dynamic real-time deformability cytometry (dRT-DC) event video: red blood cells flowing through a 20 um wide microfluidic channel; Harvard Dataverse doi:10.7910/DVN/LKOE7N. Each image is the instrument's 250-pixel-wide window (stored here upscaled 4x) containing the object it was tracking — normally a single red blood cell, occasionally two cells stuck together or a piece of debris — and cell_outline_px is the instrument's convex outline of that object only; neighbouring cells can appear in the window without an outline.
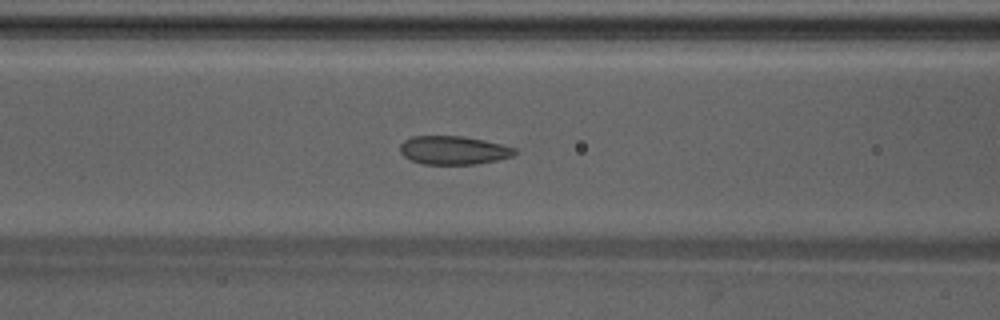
{"species": "Egyptian fruit bat (a non-hibernating species)", "species_latin": "Rousettus aegyptiacus", "temperature_condition": "warm", "stored_images_in_passage": 49, "camera_frame_rate_fps": 3000, "um_per_image_px": 0.085, "animal": {"sex": "male"}, "frame": {"image": 1, "passage_image": 21, "time_ms": 6.667, "image_size_px": [1000, 320], "cell_outline_px": [[520, 152], [512, 156], [496, 160], [476, 164], [424, 164], [412, 160], [404, 156], [400, 152], [400, 144], [404, 140], [412, 136], [464, 136], [484, 140], [516, 148]], "centroid_in_image_um": [38.56, 12.76], "position_along_channel_um": 128.0, "area_um2": 19.07}}
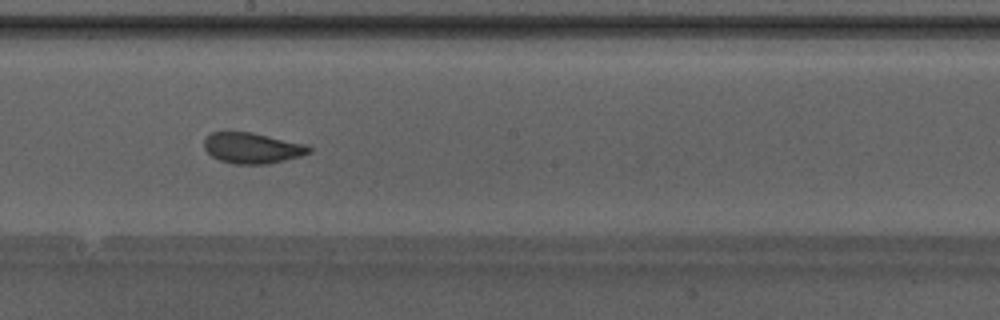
{"frame": {"image": 2, "passage_image": 28, "time_ms": 9.0, "image_size_px": [1000, 320], "cell_outline_px": [[312, 152], [300, 156], [268, 164], [232, 164], [220, 160], [212, 156], [204, 148], [204, 140], [212, 132], [252, 132], [308, 144], [312, 148]], "centroid_in_image_um": [21.48, 12.58], "position_along_channel_um": 226.7, "area_um2": 18.9}}
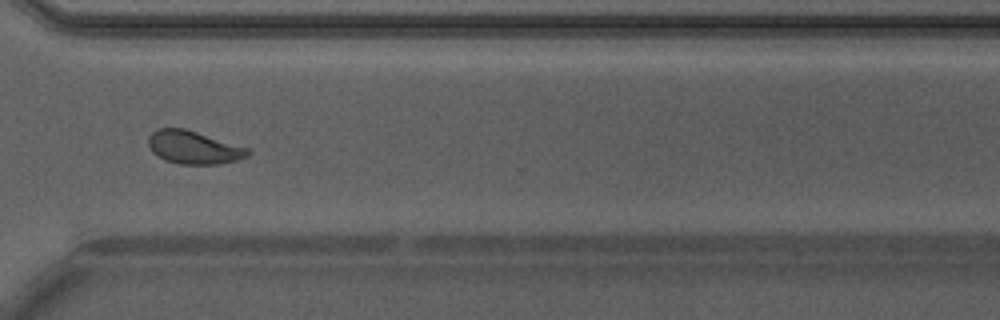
{"frame": {"image": 3, "passage_image": 37, "time_ms": 12.0, "image_size_px": [1000, 320], "cell_outline_px": [[252, 152], [248, 156], [236, 160], [220, 164], [180, 164], [164, 160], [156, 156], [152, 152], [148, 144], [148, 136], [156, 128], [184, 128], [252, 148]], "centroid_in_image_um": [16.48, 12.53], "position_along_channel_um": 354.1, "area_um2": 19.54}, "authors_computed_cell_mechanics": {"area_um2": 19.652, "velocity_mm_per_s": 4.2451, "shape_relaxation_time_tau1_ms": 7.3996, "shape_relaxation_time_tau2_ms": 0.7507, "deformation_change_tau1": 0.1443, "deformation_change_tau2": 0.0537}}